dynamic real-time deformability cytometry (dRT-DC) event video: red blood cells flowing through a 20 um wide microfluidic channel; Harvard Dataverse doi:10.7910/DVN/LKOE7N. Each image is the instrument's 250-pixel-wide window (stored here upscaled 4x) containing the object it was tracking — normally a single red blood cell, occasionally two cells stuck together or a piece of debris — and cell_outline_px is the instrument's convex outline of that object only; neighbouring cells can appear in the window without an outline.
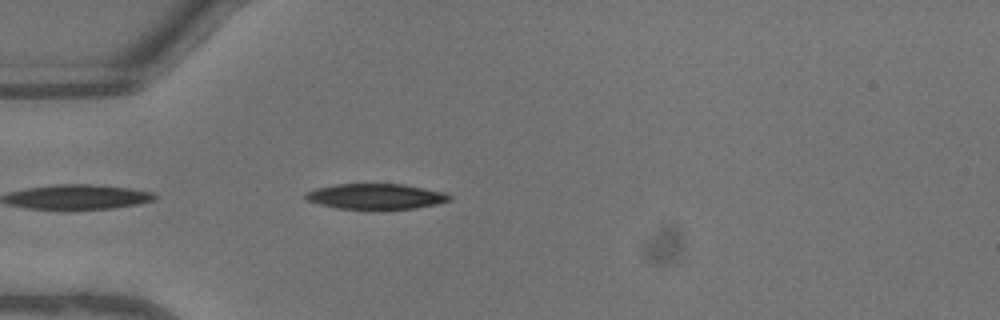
{"species": "common noctule bat (a hibernating species)", "species_latin": "Nyctalus noctula", "temperature_condition": "warm", "stored_images_in_passage": 18, "camera_frame_rate_fps": 3000, "um_per_image_px": 0.085, "animal": {"sex": "male", "body_mass_g": 13.3}, "frame": {"image": 1, "passage_image": 3, "time_ms": 0.667, "image_size_px": [1000, 320], "cell_outline_px": [[452, 200], [436, 204], [416, 208], [372, 212], [336, 208], [320, 204], [308, 200], [304, 196], [304, 192], [316, 188], [336, 184], [404, 184], [444, 192], [452, 196]], "centroid_in_image_um": [31.95, 16.73], "position_along_channel_um": 53.1, "area_um2": 22.25}}
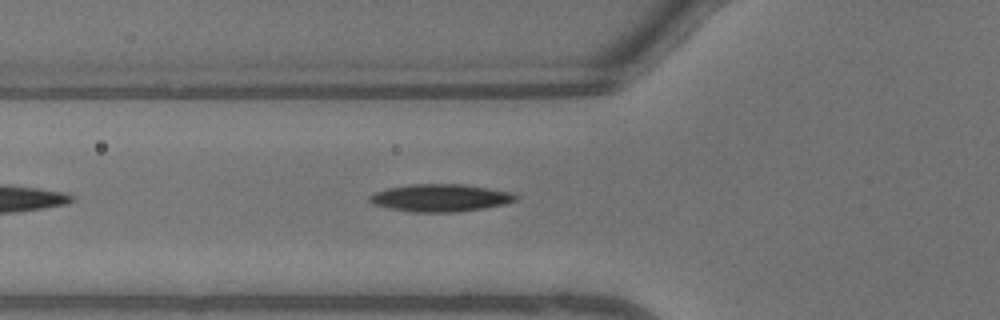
{"frame": {"image": 2, "passage_image": 6, "time_ms": 1.667, "image_size_px": [1000, 320], "cell_outline_px": [[520, 196], [516, 200], [504, 204], [456, 212], [416, 212], [388, 208], [372, 204], [368, 200], [368, 196], [372, 192], [388, 188], [412, 184], [464, 184], [512, 192]], "centroid_in_image_um": [37.4, 16.81], "position_along_channel_um": 88.4, "area_um2": 23.41}}